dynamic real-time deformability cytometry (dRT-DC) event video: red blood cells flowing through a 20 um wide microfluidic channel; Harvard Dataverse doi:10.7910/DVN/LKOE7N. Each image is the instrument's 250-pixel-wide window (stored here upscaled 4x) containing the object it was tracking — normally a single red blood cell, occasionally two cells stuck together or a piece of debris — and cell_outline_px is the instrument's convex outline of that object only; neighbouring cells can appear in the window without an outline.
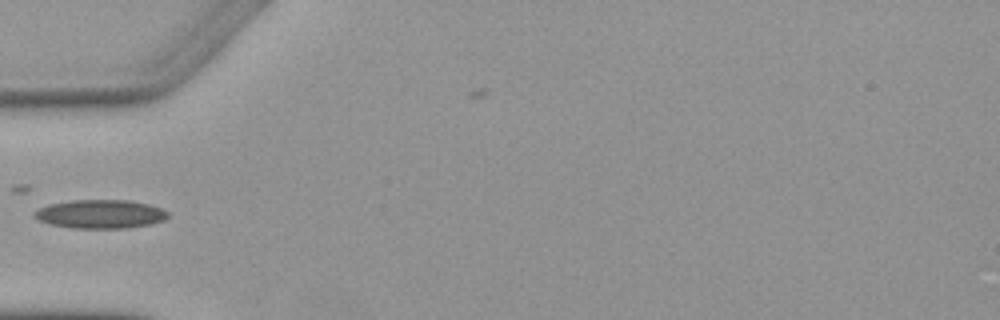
{"species": "Egyptian fruit bat (a non-hibernating species)", "species_latin": "Rousettus aegyptiacus", "temperature_condition": "warm", "stored_images_in_passage": 4, "camera_frame_rate_fps": 3000, "um_per_image_px": 0.085, "animal": {"sex": "female"}, "frame": {"image": 1, "passage_image": 4, "time_ms": 3.667, "image_size_px": [1000, 320], "cell_outline_px": [[168, 216], [164, 220], [148, 224], [128, 228], [72, 228], [52, 224], [40, 220], [32, 216], [32, 212], [48, 204], [72, 200], [128, 200], [148, 204], [160, 208], [168, 212]], "centroid_in_image_um": [8.51, 18.19], "position_along_channel_um": 76.5, "area_um2": 22.2}}